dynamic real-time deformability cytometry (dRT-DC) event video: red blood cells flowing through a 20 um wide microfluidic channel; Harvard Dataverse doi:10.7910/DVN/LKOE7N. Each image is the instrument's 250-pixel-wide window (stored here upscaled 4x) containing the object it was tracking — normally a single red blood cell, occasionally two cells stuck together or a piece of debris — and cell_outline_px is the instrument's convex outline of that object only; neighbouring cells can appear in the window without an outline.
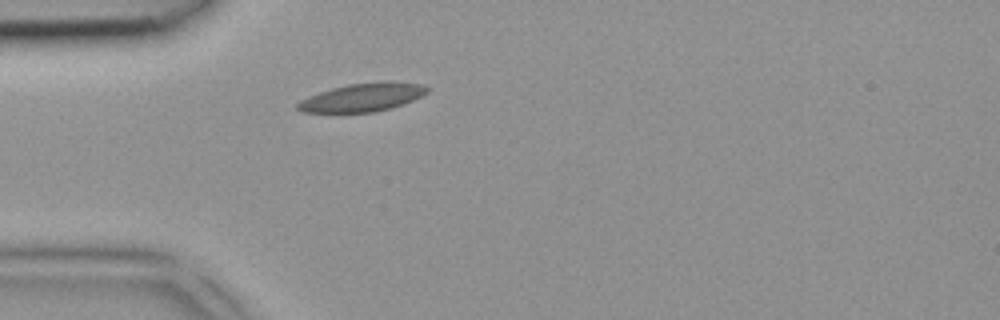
{"species": "common noctule bat (a hibernating species)", "species_latin": "Nyctalus noctula", "temperature_condition": "room temperature", "stored_images_in_passage": 2, "camera_frame_rate_fps": 3000, "um_per_image_px": 0.085, "animal": {"sex": "female", "body_mass_g": 18.4}, "frame": {"image": 1, "passage_image": 2, "time_ms": 0.333, "image_size_px": [1000, 320], "cell_outline_px": [[428, 92], [404, 104], [376, 112], [304, 112], [296, 108], [296, 104], [300, 100], [308, 96], [332, 88], [348, 84], [384, 80], [392, 80], [424, 84], [428, 88]], "centroid_in_image_um": [30.85, 8.25], "position_along_channel_um": 54.2, "area_um2": 21.56}}